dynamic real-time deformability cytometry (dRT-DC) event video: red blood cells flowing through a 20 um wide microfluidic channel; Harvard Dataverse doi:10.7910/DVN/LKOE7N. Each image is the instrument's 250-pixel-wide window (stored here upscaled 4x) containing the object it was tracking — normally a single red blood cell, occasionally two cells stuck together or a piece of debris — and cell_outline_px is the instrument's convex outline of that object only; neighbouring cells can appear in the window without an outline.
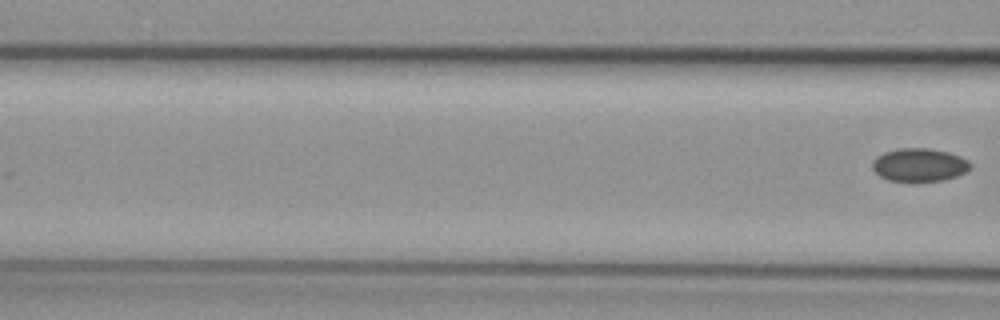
{"species": "common noctule bat (a hibernating species)", "species_latin": "Nyctalus noctula", "temperature_condition": "cold", "stored_images_in_passage": 8, "segment_of_instrument_passage": [2, 2], "camera_frame_rate_fps": 3000, "um_per_image_px": 0.085, "animal": {"sex": "female", "body_mass_g": 29.2, "forearm_length_mm": 56.3}, "frame": {"image": 1, "passage_image": 8, "time_ms": 8.333, "image_size_px": [1000, 320], "cell_outline_px": [[972, 164], [964, 172], [956, 176], [944, 180], [912, 184], [908, 184], [888, 180], [880, 176], [872, 168], [872, 160], [876, 156], [884, 152], [900, 148], [928, 148], [948, 152], [960, 156], [968, 160]], "centroid_in_image_um": [78.1, 14.05], "position_along_channel_um": 88.5, "area_um2": 19.54}}